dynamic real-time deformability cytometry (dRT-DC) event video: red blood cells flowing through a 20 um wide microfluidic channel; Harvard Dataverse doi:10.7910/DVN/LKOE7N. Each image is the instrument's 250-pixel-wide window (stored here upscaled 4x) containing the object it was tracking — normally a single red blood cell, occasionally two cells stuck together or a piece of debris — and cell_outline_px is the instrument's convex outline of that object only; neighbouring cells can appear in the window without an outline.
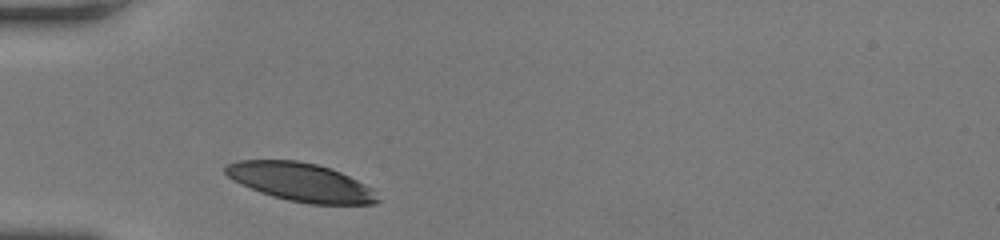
{"species": "human", "species_latin": "Homo sapiens", "temperature_condition": "room temperature", "stored_images_in_passage": 27, "camera_frame_rate_fps": 3000, "um_per_image_px": 0.085, "donor": {"sex": "female"}, "frame": {"image": 1, "passage_image": 1, "time_ms": 0.0, "image_size_px": [1000, 240], "cell_outline_px": [[380, 200], [376, 204], [308, 204], [288, 200], [272, 196], [260, 192], [240, 184], [232, 180], [224, 172], [224, 164], [236, 160], [296, 160], [316, 164], [332, 168], [372, 188]], "centroid_in_image_um": [25.52, 15.47], "position_along_channel_um": 59.5, "area_um2": 34.16}}
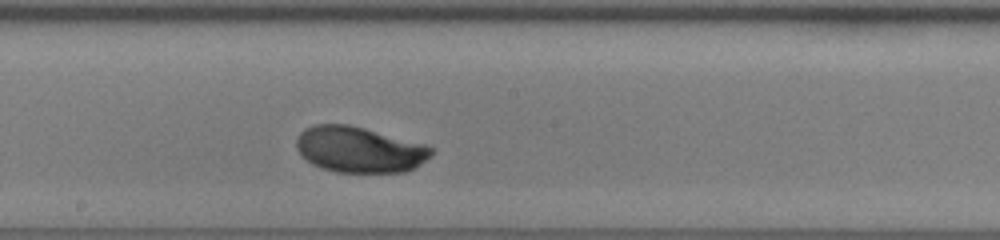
{"frame": {"image": 2, "passage_image": 14, "time_ms": 4.333, "image_size_px": [1000, 240], "cell_outline_px": [[436, 152], [432, 156], [420, 164], [404, 172], [336, 172], [320, 168], [312, 164], [300, 156], [296, 148], [296, 140], [300, 132], [304, 128], [316, 124], [348, 124], [364, 128], [424, 144], [436, 148]], "centroid_in_image_um": [30.53, 12.71], "position_along_channel_um": 217.7, "area_um2": 36.3}}
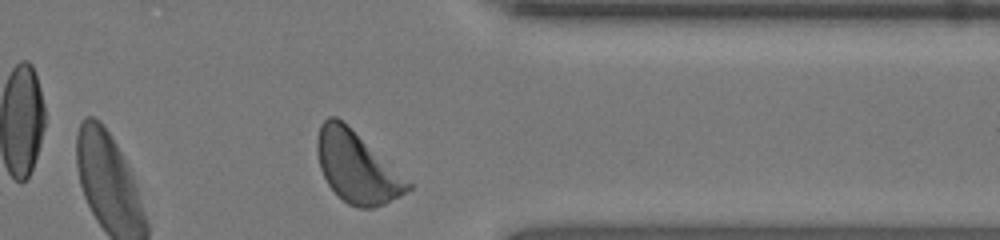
{"frame": {"image": 3, "passage_image": 27, "time_ms": 8.667, "image_size_px": [1000, 240], "cell_outline_px": [[412, 188], [400, 196], [384, 204], [372, 208], [360, 208], [348, 204], [328, 184], [320, 168], [316, 152], [316, 140], [320, 124], [328, 116], [336, 116], [412, 184]], "centroid_in_image_um": [30.28, 14.22], "position_along_channel_um": 381.1, "area_um2": 36.53}, "authors_computed_cell_mechanics": {"area_um2": 35.836, "velocity_mm_per_s": 3.8653, "shape_relaxation_time_tau1_ms": 2.7417, "shape_relaxation_time_tau2_ms": null, "deformation_change_tau1": 0.1445, "deformation_change_tau2": null}}